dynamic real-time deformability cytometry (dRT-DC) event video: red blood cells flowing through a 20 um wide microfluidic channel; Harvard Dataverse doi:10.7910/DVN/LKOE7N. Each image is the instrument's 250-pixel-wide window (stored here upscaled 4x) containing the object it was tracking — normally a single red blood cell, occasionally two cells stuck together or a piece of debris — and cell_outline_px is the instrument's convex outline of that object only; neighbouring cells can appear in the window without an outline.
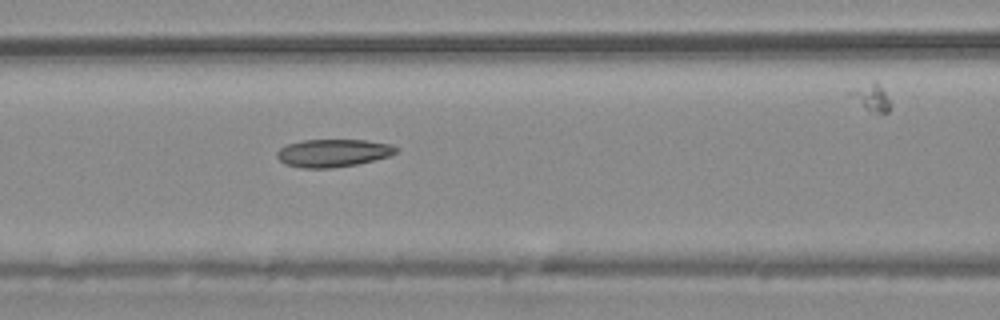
{"species": "common noctule bat (a hibernating species)", "species_latin": "Nyctalus noctula", "temperature_condition": "warm", "stored_images_in_passage": 10, "camera_frame_rate_fps": 3000, "um_per_image_px": 0.085, "animal": {"sex": "male", "body_mass_g": 20.4}, "frame": {"image": 1, "passage_image": 6, "time_ms": 1.667, "image_size_px": [1000, 320], "cell_outline_px": [[400, 148], [396, 152], [388, 156], [356, 164], [332, 168], [300, 168], [284, 164], [276, 156], [276, 152], [280, 148], [288, 144], [304, 140], [364, 140], [392, 144]], "centroid_in_image_um": [28.29, 13.0], "position_along_channel_um": 138.3, "area_um2": 19.25}}